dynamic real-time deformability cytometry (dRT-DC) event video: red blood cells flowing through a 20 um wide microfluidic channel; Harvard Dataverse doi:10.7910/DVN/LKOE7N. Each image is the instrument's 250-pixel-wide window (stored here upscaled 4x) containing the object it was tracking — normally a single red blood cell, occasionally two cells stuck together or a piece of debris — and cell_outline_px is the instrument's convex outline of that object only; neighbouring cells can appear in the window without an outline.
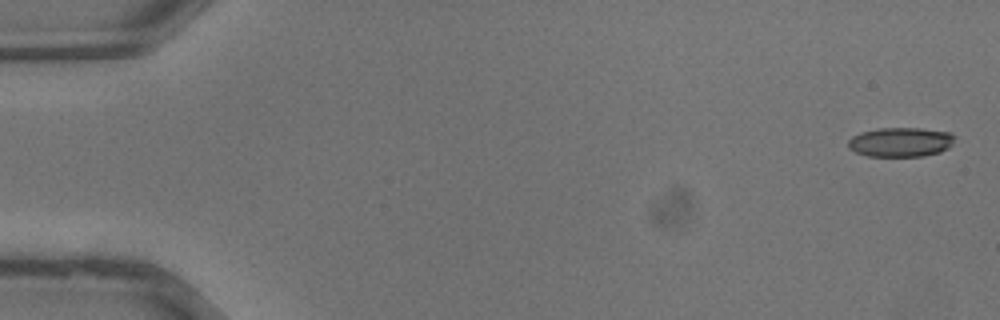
{"species": "common noctule bat (a hibernating species)", "species_latin": "Nyctalus noctula", "temperature_condition": "warm", "stored_images_in_passage": 12, "camera_frame_rate_fps": 3000, "um_per_image_px": 0.085, "animal": {"sex": "male", "body_mass_g": 13.3}, "frame": {"image": 1, "passage_image": 1, "time_ms": 0.0, "image_size_px": [1000, 320], "cell_outline_px": [[956, 136], [952, 144], [948, 148], [940, 152], [924, 156], [868, 156], [856, 152], [848, 148], [848, 140], [852, 136], [860, 132], [880, 128], [920, 128], [952, 132]], "centroid_in_image_um": [76.57, 12.07], "position_along_channel_um": 8.4, "area_um2": 18.44}}
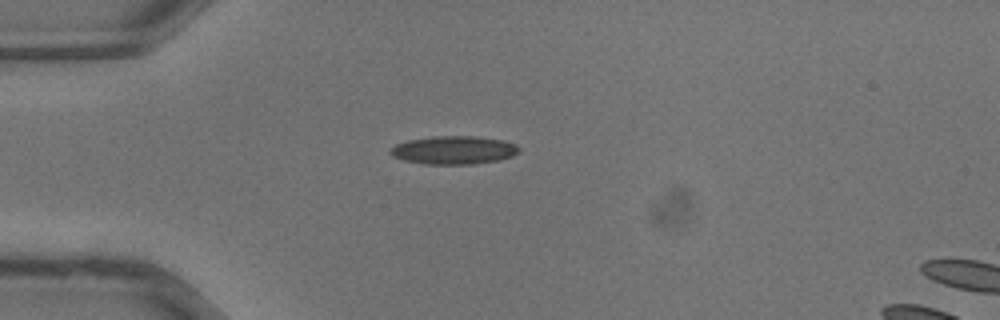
{"frame": {"image": 2, "passage_image": 10, "time_ms": 3.0, "image_size_px": [1000, 320], "cell_outline_px": [[520, 152], [512, 156], [500, 160], [472, 164], [424, 164], [404, 160], [392, 156], [388, 152], [388, 148], [396, 144], [408, 140], [432, 136], [476, 136], [504, 140], [516, 144], [520, 148]], "centroid_in_image_um": [38.57, 12.75], "position_along_channel_um": 46.4, "area_um2": 21.44}}